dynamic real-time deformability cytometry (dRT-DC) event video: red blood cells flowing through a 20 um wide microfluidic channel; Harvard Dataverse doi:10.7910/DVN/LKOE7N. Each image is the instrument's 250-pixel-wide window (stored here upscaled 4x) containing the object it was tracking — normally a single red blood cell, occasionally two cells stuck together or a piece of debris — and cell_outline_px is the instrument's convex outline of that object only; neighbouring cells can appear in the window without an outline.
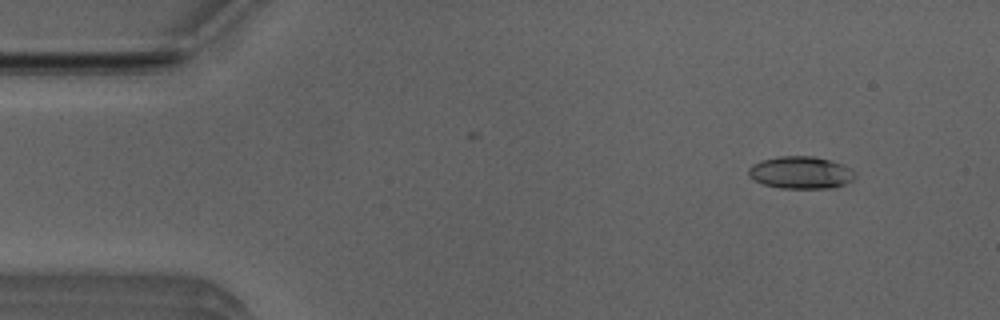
{"species": "Egyptian fruit bat (a non-hibernating species)", "species_latin": "Rousettus aegyptiacus", "temperature_condition": "room temperature", "stored_images_in_passage": 46, "camera_frame_rate_fps": 3000, "um_per_image_px": 0.085, "animal": {"sex": "male"}, "frame": {"image": 1, "passage_image": 5, "time_ms": 1.333, "image_size_px": [1000, 320], "cell_outline_px": [[856, 176], [852, 180], [844, 184], [832, 188], [780, 188], [764, 184], [748, 176], [748, 168], [752, 164], [760, 160], [780, 156], [812, 156], [828, 160], [840, 164], [856, 172]], "centroid_in_image_um": [68.03, 14.67], "position_along_channel_um": 17.0, "area_um2": 19.94}}
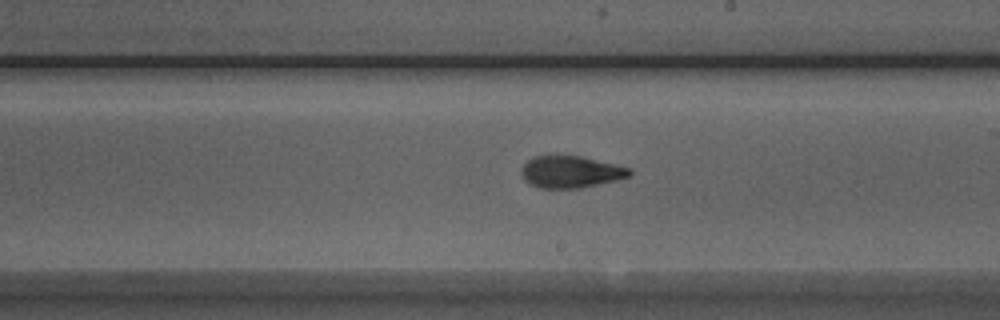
{"frame": {"image": 2, "passage_image": 29, "time_ms": 9.333, "image_size_px": [1000, 320], "cell_outline_px": [[632, 172], [628, 176], [616, 180], [580, 188], [540, 188], [528, 184], [524, 180], [520, 172], [520, 168], [532, 156], [556, 152], [580, 156], [632, 168]], "centroid_in_image_um": [48.43, 14.56], "position_along_channel_um": 240.6, "area_um2": 20.81}}
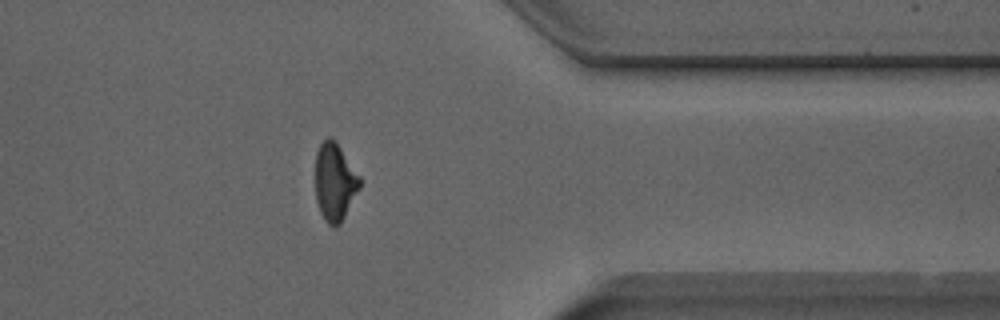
{"frame": {"image": 3, "passage_image": 41, "time_ms": 13.333, "image_size_px": [1000, 320], "cell_outline_px": [[360, 188], [340, 224], [336, 228], [328, 224], [324, 220], [320, 212], [316, 200], [316, 152], [320, 144], [328, 136], [340, 148], [360, 176]], "centroid_in_image_um": [28.45, 15.51], "position_along_channel_um": 383.0, "area_um2": 19.88}, "authors_computed_cell_mechanics": {"area_um2": 19.941, "velocity_mm_per_s": 3.9393, "shape_relaxation_time_tau1_ms": 4.0581, "shape_relaxation_time_tau2_ms": 1.816, "deformation_change_tau1": 0.1537, "deformation_change_tau2": 0.0865}}